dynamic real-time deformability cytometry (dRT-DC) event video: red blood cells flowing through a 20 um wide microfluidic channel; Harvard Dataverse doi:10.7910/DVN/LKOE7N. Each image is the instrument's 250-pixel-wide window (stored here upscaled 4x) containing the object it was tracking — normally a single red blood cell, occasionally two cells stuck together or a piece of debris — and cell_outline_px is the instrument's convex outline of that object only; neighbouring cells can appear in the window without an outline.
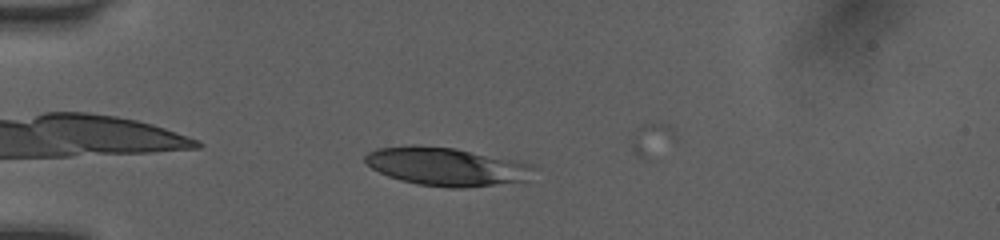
{"species": "human", "species_latin": "Homo sapiens", "temperature_condition": "room temperature", "stored_images_in_passage": 9, "camera_frame_rate_fps": 3000, "um_per_image_px": 0.085, "donor": {"sex": "female"}, "frame": {"image": 1, "passage_image": 3, "time_ms": 0.667, "image_size_px": [1000, 240], "cell_outline_px": [[540, 168], [528, 180], [464, 188], [448, 188], [420, 184], [400, 180], [388, 176], [372, 168], [364, 160], [364, 156], [368, 152], [376, 148], [412, 144], [416, 144], [456, 148], [532, 164]], "centroid_in_image_um": [37.97, 14.14], "position_along_channel_um": 47.0, "area_um2": 37.92}}
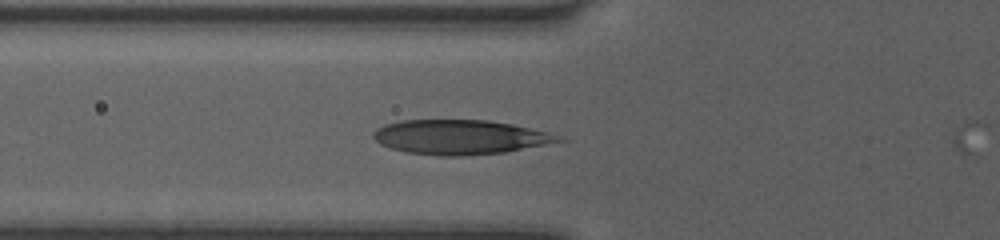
{"frame": {"image": 2, "passage_image": 8, "time_ms": 2.333, "image_size_px": [1000, 240], "cell_outline_px": [[568, 140], [504, 152], [464, 156], [440, 156], [408, 152], [392, 148], [380, 144], [372, 136], [372, 132], [376, 128], [384, 124], [400, 120], [488, 120], [512, 124], [548, 132], [560, 136]], "centroid_in_image_um": [39.09, 11.65], "position_along_channel_um": 86.7, "area_um2": 37.28}}